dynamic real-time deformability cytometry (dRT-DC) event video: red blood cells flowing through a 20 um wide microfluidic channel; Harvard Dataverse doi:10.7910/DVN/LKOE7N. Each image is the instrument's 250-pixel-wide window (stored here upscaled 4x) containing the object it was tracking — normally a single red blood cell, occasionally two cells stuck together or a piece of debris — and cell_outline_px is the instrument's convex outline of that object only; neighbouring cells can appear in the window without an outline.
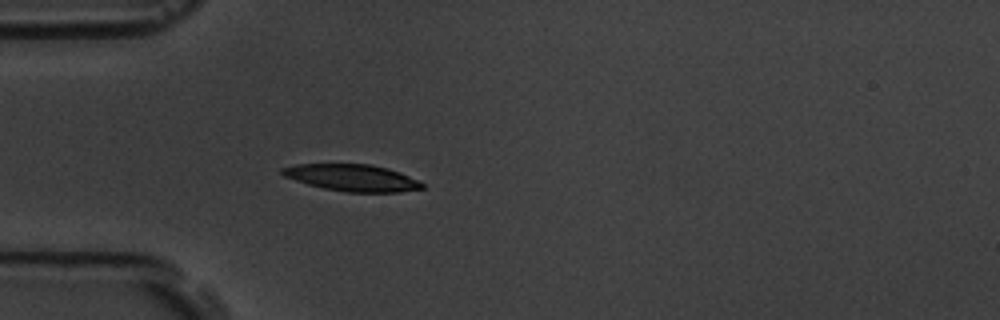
{"species": "common noctule bat (a hibernating species)", "species_latin": "Nyctalus noctula", "temperature_condition": "room temperature", "stored_images_in_passage": 4, "camera_frame_rate_fps": 3000, "um_per_image_px": 0.085, "animal": {"sex": "male", "body_mass_g": 19.5, "forearm_length_mm": 54.6}, "frame": {"image": 1, "passage_image": 4, "time_ms": 3.667, "image_size_px": [1000, 320], "cell_outline_px": [[424, 188], [400, 192], [344, 192], [324, 188], [308, 184], [284, 176], [280, 172], [280, 168], [296, 164], [372, 164], [388, 168], [400, 172], [424, 184]], "centroid_in_image_um": [29.93, 15.1], "position_along_channel_um": 55.1, "area_um2": 21.79}}